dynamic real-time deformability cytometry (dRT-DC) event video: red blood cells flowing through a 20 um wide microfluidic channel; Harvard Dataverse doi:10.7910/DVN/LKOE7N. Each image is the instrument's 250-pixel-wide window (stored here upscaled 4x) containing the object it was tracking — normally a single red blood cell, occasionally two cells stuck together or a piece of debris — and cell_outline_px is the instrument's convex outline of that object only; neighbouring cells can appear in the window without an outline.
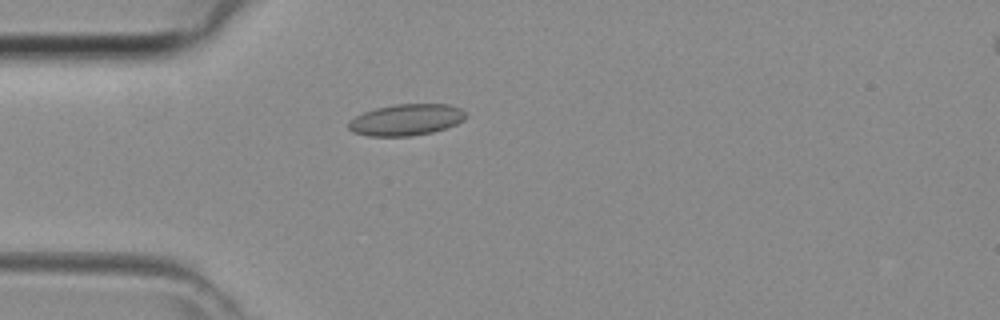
{"species": "common noctule bat (a hibernating species)", "species_latin": "Nyctalus noctula", "temperature_condition": "room temperature", "stored_images_in_passage": 30, "camera_frame_rate_fps": 3000, "um_per_image_px": 0.085, "animal": {"sex": "female", "body_mass_g": 29.2, "forearm_length_mm": 56.3}, "frame": {"image": 1, "passage_image": 4, "time_ms": 1.0, "image_size_px": [1000, 320], "cell_outline_px": [[468, 116], [464, 120], [456, 124], [432, 132], [412, 136], [368, 136], [352, 132], [348, 128], [348, 120], [364, 112], [376, 108], [392, 104], [448, 104], [460, 108]], "centroid_in_image_um": [34.51, 10.18], "position_along_channel_um": 50.5, "area_um2": 21.56}}
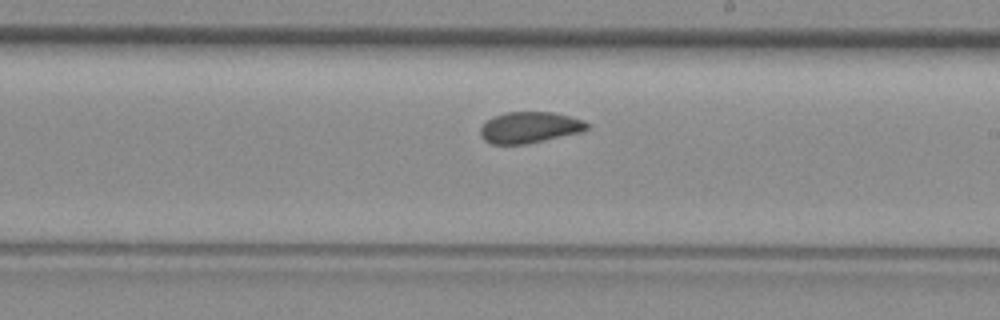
{"frame": {"image": 2, "passage_image": 17, "time_ms": 5.333, "image_size_px": [1000, 320], "cell_outline_px": [[588, 128], [584, 132], [524, 144], [492, 144], [484, 140], [480, 136], [480, 128], [492, 116], [504, 112], [552, 112], [584, 120], [588, 124]], "centroid_in_image_um": [45.01, 10.83], "position_along_channel_um": 244.0, "area_um2": 19.42}}
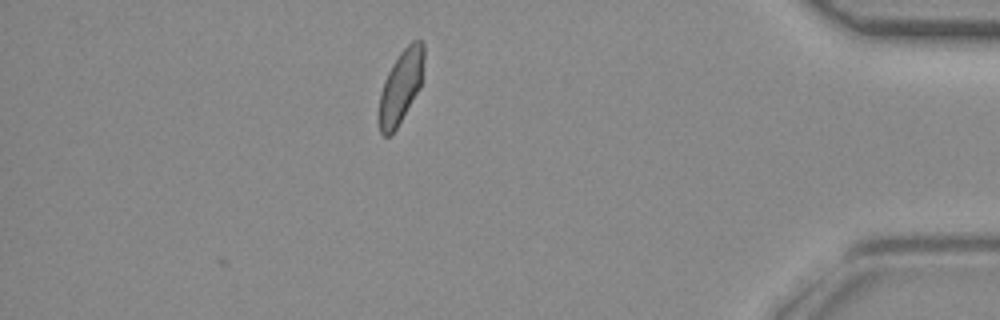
{"frame": {"image": 3, "passage_image": 30, "time_ms": 9.667, "image_size_px": [1000, 320], "cell_outline_px": [[424, 60], [420, 88], [396, 128], [388, 136], [384, 136], [380, 132], [380, 92], [384, 80], [392, 64], [400, 52], [412, 40], [420, 40], [424, 44]], "centroid_in_image_um": [34.09, 7.3], "position_along_channel_um": 401.1, "area_um2": 18.79}}